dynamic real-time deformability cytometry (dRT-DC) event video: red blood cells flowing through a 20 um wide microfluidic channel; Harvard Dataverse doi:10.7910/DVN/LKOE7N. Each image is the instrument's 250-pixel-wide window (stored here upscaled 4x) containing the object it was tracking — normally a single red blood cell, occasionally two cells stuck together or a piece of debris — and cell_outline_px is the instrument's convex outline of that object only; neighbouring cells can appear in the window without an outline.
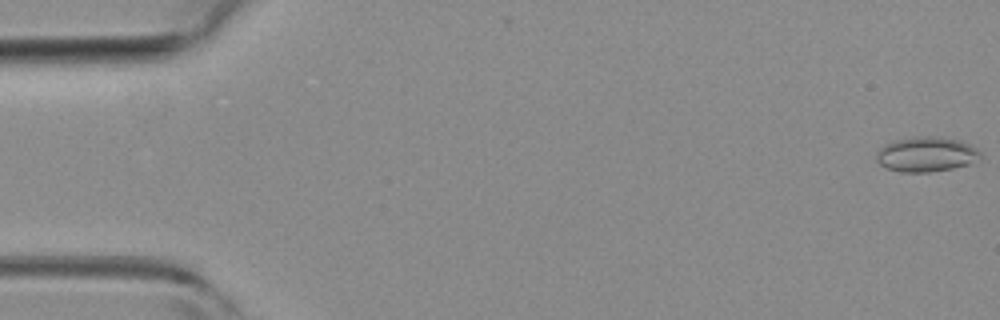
{"species": "common noctule bat (a hibernating species)", "species_latin": "Nyctalus noctula", "temperature_condition": "room temperature", "stored_images_in_passage": 52, "camera_frame_rate_fps": 3000, "um_per_image_px": 0.085, "animal": {"sex": "female", "body_mass_g": 19.3, "forearm_length_mm": 54.1}, "frame": {"image": 1, "passage_image": 1, "time_ms": 0.0, "image_size_px": [1000, 320], "cell_outline_px": [[980, 156], [968, 164], [952, 168], [928, 172], [900, 172], [888, 168], [880, 164], [876, 160], [876, 152], [884, 144], [896, 140], [920, 136], [928, 136], [960, 140], [976, 148], [980, 152]], "centroid_in_image_um": [78.69, 13.12], "position_along_channel_um": 6.3, "area_um2": 20.81}}
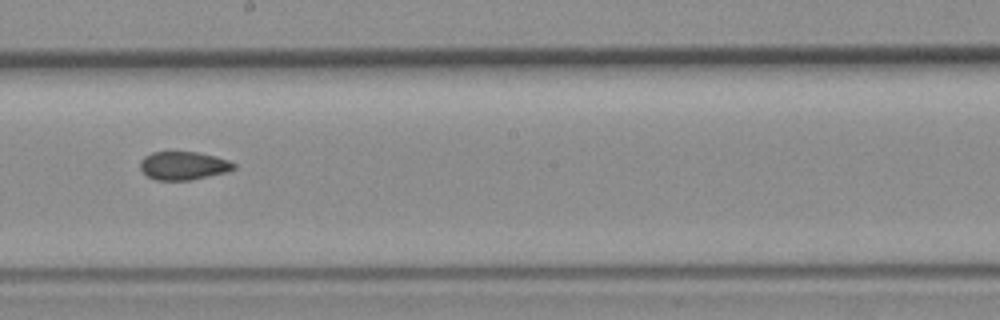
{"frame": {"image": 2, "passage_image": 29, "time_ms": 9.333, "image_size_px": [1000, 320], "cell_outline_px": [[236, 168], [228, 172], [192, 180], [156, 180], [148, 176], [140, 168], [140, 160], [144, 156], [152, 152], [196, 152], [216, 156], [228, 160], [236, 164]], "centroid_in_image_um": [15.62, 14.08], "position_along_channel_um": 232.6, "area_um2": 15.55}}
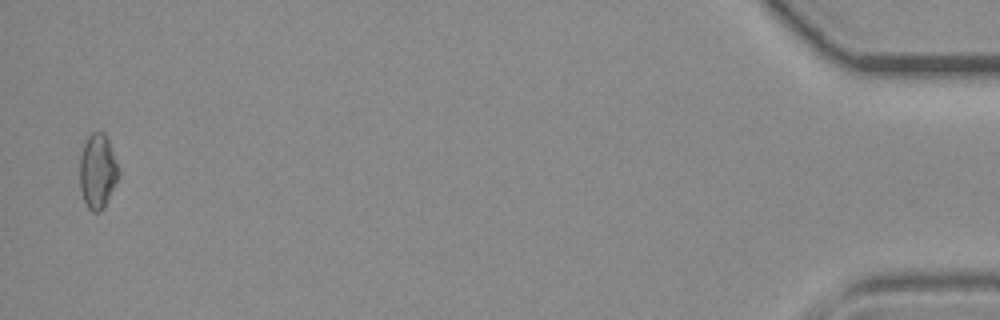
{"frame": {"image": 3, "passage_image": 51, "time_ms": 16.667, "image_size_px": [1000, 320], "cell_outline_px": [[120, 172], [104, 208], [100, 212], [92, 212], [88, 208], [84, 200], [80, 188], [80, 156], [84, 144], [88, 136], [92, 132], [104, 132], [108, 140]], "centroid_in_image_um": [8.29, 14.56], "position_along_channel_um": 426.9, "area_um2": 16.7}, "authors_computed_cell_mechanics": {"area_um2": 16.2418, "velocity_mm_per_s": 3.9934, "shape_relaxation_time_tau1_ms": null, "shape_relaxation_time_tau2_ms": 3.9682, "deformation_change_tau1": null, "deformation_change_tau2": 0.0855}}